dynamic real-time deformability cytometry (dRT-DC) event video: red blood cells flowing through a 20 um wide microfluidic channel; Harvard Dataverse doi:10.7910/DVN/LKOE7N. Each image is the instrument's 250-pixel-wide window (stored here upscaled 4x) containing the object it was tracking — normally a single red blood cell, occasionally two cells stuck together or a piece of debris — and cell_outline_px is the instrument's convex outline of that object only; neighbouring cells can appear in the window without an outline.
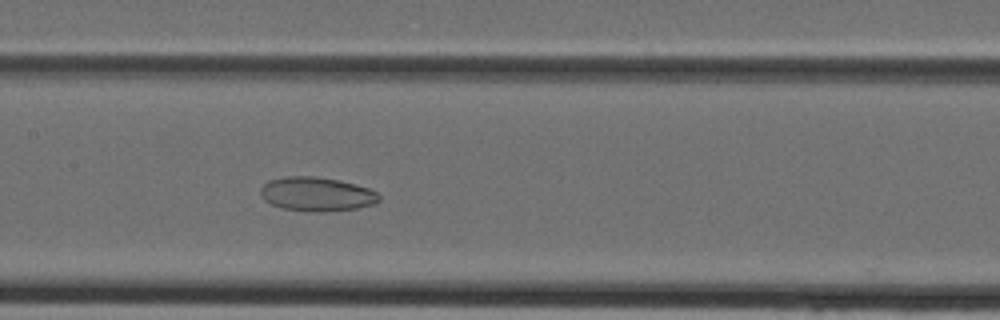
{"species": "Egyptian fruit bat (a non-hibernating species)", "species_latin": "Rousettus aegyptiacus", "temperature_condition": "cold", "stored_images_in_passage": 16, "camera_frame_rate_fps": 3000, "um_per_image_px": 0.085, "animal": {"sex": "female"}, "frame": {"image": 1, "passage_image": 8, "time_ms": 2.333, "image_size_px": [1000, 320], "cell_outline_px": [[380, 200], [372, 204], [356, 208], [324, 212], [320, 212], [280, 208], [264, 200], [260, 196], [260, 188], [268, 180], [284, 176], [312, 176], [340, 180], [368, 188], [376, 192], [380, 196]], "centroid_in_image_um": [26.88, 16.49], "position_along_channel_um": 180.5, "area_um2": 23.52}}
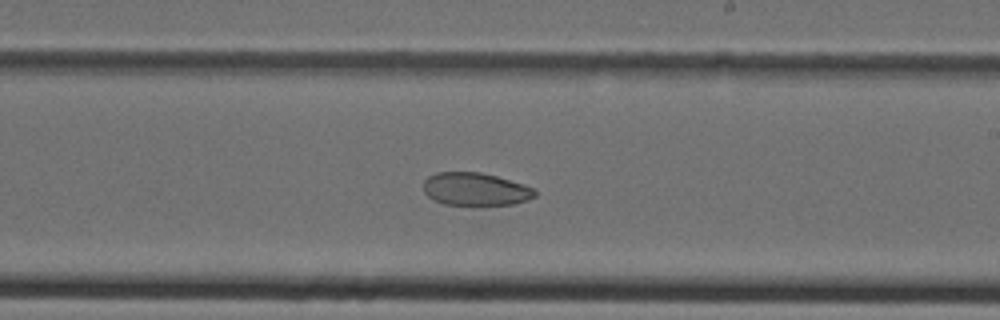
{"frame": {"image": 2, "passage_image": 12, "time_ms": 3.667, "image_size_px": [1000, 320], "cell_outline_px": [[536, 196], [528, 200], [512, 204], [444, 204], [432, 200], [424, 192], [424, 180], [428, 176], [436, 172], [480, 172], [496, 176], [524, 184], [532, 188], [536, 192]], "centroid_in_image_um": [40.39, 16.07], "position_along_channel_um": 248.6, "area_um2": 21.21}}
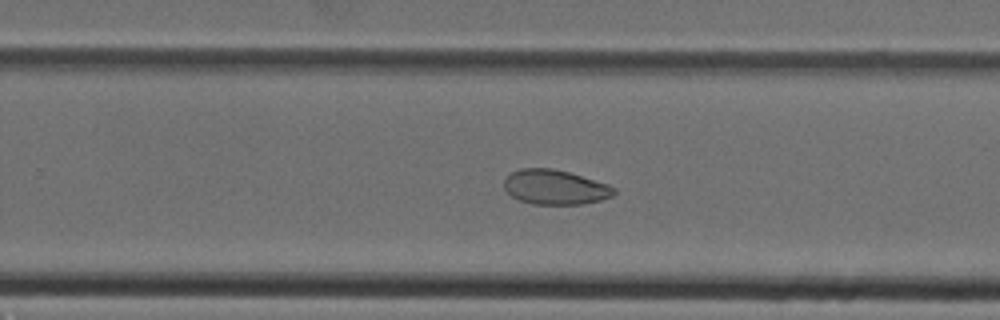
{"frame": {"image": 3, "passage_image": 14, "time_ms": 4.333, "image_size_px": [1000, 320], "cell_outline_px": [[616, 192], [612, 196], [600, 200], [580, 204], [532, 204], [520, 200], [512, 196], [504, 188], [504, 180], [512, 172], [520, 168], [552, 168], [568, 172], [608, 184], [616, 188]], "centroid_in_image_um": [47.18, 15.91], "position_along_channel_um": 282.6, "area_um2": 22.08}}